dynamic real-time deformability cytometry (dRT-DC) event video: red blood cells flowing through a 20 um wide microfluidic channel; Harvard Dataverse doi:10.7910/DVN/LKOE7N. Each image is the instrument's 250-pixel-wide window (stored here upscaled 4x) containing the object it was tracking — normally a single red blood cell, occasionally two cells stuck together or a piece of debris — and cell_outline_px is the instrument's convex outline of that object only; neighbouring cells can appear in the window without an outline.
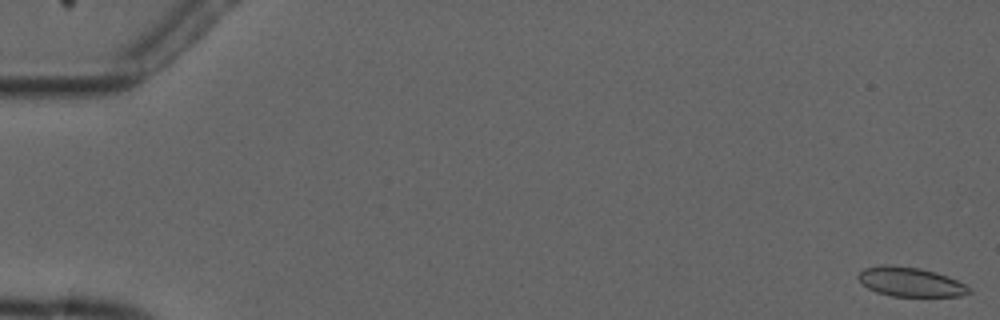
{"species": "common noctule bat (a hibernating species)", "species_latin": "Nyctalus noctula", "temperature_condition": "cold", "stored_images_in_passage": 7, "camera_frame_rate_fps": 3000, "um_per_image_px": 0.085, "animal": {"sex": "male", "forearm_length_mm": 52.5}, "frame": {"image": 1, "passage_image": 1, "time_ms": 0.0, "image_size_px": [1000, 320], "cell_outline_px": [[972, 292], [960, 296], [892, 296], [876, 292], [868, 288], [856, 276], [864, 268], [880, 264], [888, 264], [920, 268], [936, 272], [948, 276], [972, 288]], "centroid_in_image_um": [77.39, 23.95], "position_along_channel_um": 7.6, "area_um2": 19.02}}
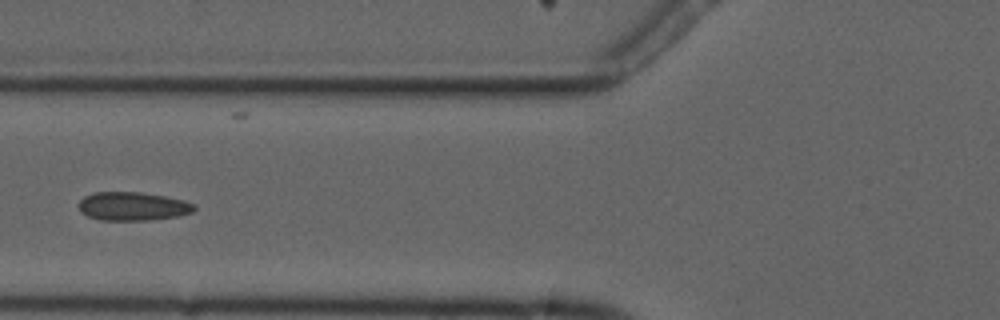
{"frame": {"image": 2, "passage_image": 6, "time_ms": 7.0, "image_size_px": [1000, 320], "cell_outline_px": [[196, 208], [192, 212], [176, 216], [148, 220], [100, 220], [88, 216], [80, 212], [80, 200], [84, 196], [96, 192], [140, 192], [164, 196], [184, 200], [196, 204]], "centroid_in_image_um": [11.29, 17.53], "position_along_channel_um": 114.5, "area_um2": 19.13}}
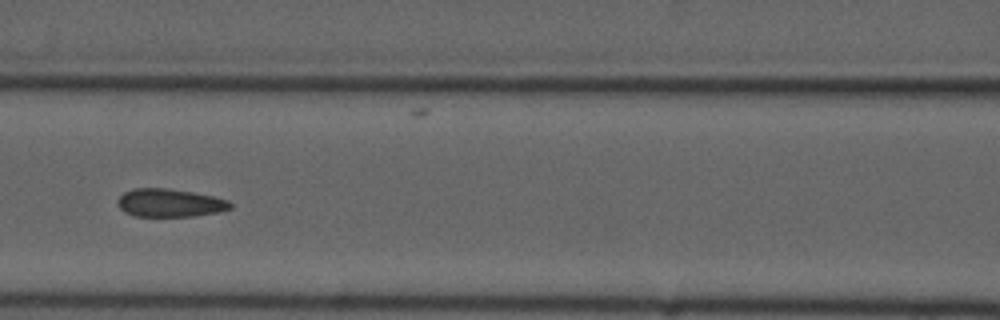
{"frame": {"image": 3, "passage_image": 7, "time_ms": 8.0, "image_size_px": [1000, 320], "cell_outline_px": [[232, 208], [220, 212], [192, 216], [136, 216], [124, 212], [120, 208], [120, 196], [124, 192], [136, 188], [168, 188], [192, 192], [212, 196], [228, 200], [232, 204]], "centroid_in_image_um": [14.47, 17.25], "position_along_channel_um": 152.1, "area_um2": 18.26}}